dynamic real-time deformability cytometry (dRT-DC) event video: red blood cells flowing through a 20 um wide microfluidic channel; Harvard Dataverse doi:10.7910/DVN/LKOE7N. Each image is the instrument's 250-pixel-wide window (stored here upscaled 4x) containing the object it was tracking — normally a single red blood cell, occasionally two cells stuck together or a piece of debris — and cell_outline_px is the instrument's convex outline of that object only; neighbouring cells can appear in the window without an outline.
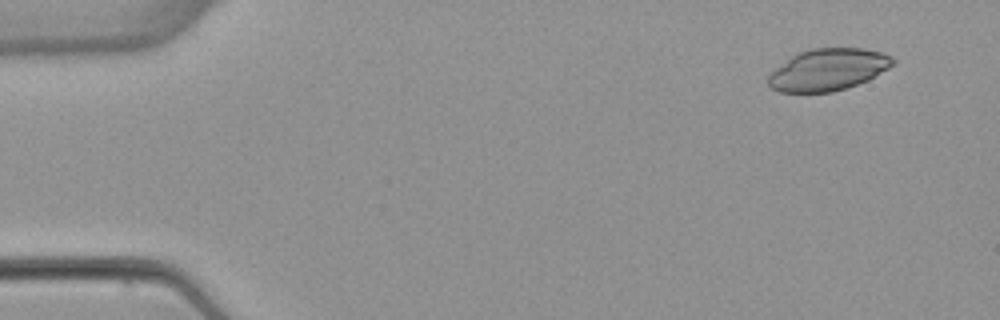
{"species": "common noctule bat (a hibernating species)", "species_latin": "Nyctalus noctula", "temperature_condition": "warm", "stored_images_in_passage": 4, "camera_frame_rate_fps": 3000, "um_per_image_px": 0.085, "animal": {"sex": "female", "body_mass_g": 22.7, "forearm_length_mm": 54.2}, "frame": {"image": 1, "passage_image": 1, "time_ms": 0.0, "image_size_px": [1000, 320], "cell_outline_px": [[896, 64], [868, 80], [832, 92], [780, 92], [772, 88], [768, 84], [768, 76], [776, 68], [792, 56], [800, 52], [812, 48], [860, 48], [880, 52], [892, 56], [896, 60]], "centroid_in_image_um": [70.42, 5.92], "position_along_channel_um": 14.6, "area_um2": 30.17}}